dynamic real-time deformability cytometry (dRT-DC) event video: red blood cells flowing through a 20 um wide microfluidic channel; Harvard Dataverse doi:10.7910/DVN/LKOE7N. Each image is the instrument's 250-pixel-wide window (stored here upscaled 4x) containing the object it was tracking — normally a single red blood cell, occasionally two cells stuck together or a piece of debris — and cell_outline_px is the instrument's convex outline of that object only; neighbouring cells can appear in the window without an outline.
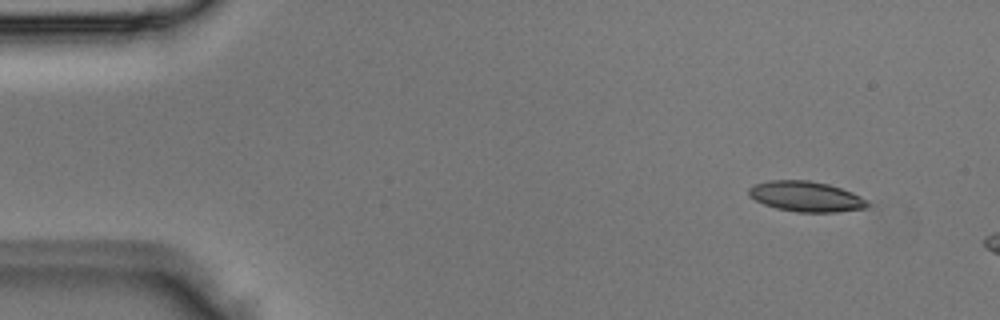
{"species": "Egyptian fruit bat (a non-hibernating species)", "species_latin": "Rousettus aegyptiacus", "temperature_condition": "room temperature", "stored_images_in_passage": 3, "camera_frame_rate_fps": 3000, "um_per_image_px": 0.085, "animal": {"sex": "male"}, "frame": {"image": 1, "passage_image": 1, "time_ms": 0.0, "image_size_px": [1000, 320], "cell_outline_px": [[868, 204], [864, 208], [836, 212], [796, 212], [776, 208], [764, 204], [748, 196], [748, 188], [756, 184], [768, 180], [808, 180], [828, 184], [852, 192], [868, 200]], "centroid_in_image_um": [68.48, 16.7], "position_along_channel_um": 16.5, "area_um2": 20.92}}